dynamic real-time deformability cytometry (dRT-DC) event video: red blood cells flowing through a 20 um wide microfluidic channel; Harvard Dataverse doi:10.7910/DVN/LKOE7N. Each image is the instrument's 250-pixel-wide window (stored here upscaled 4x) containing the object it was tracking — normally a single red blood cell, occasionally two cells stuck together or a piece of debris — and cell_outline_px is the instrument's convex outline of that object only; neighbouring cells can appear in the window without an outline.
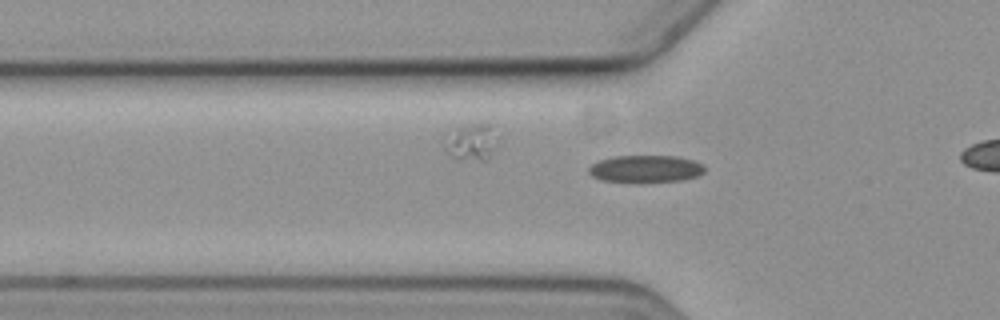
{"species": "common noctule bat (a hibernating species)", "species_latin": "Nyctalus noctula", "temperature_condition": "cold", "stored_images_in_passage": 5, "camera_frame_rate_fps": 3000, "um_per_image_px": 0.085, "animal": {"sex": "female", "body_mass_g": 19.3, "forearm_length_mm": 54.1}, "frame": {"image": 1, "passage_image": 2, "time_ms": 0.333, "image_size_px": [1000, 320], "cell_outline_px": [[704, 172], [696, 176], [684, 180], [604, 180], [592, 176], [588, 172], [588, 168], [592, 164], [600, 160], [612, 156], [676, 156], [692, 160], [704, 164]], "centroid_in_image_um": [54.89, 14.31], "position_along_channel_um": 70.9, "area_um2": 17.69}}